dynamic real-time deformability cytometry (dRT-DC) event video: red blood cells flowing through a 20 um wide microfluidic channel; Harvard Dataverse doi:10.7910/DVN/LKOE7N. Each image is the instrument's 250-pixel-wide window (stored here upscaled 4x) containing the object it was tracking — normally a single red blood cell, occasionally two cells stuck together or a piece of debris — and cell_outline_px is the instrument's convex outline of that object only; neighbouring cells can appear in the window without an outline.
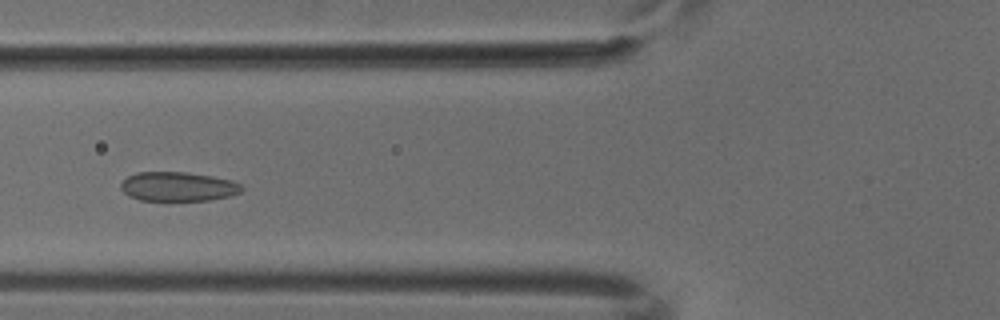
{"species": "common noctule bat (a hibernating species)", "species_latin": "Nyctalus noctula", "temperature_condition": "cold", "stored_images_in_passage": 5, "camera_frame_rate_fps": 3000, "um_per_image_px": 0.085, "animal": {"sex": "male", "body_mass_g": 18.8}, "frame": {"image": 1, "passage_image": 4, "time_ms": 1.0, "image_size_px": [1000, 320], "cell_outline_px": [[244, 188], [240, 192], [228, 196], [212, 200], [140, 200], [128, 196], [120, 188], [120, 184], [128, 176], [136, 172], [184, 172], [212, 176], [232, 180], [240, 184]], "centroid_in_image_um": [15.12, 15.85], "position_along_channel_um": 110.7, "area_um2": 20.58}}
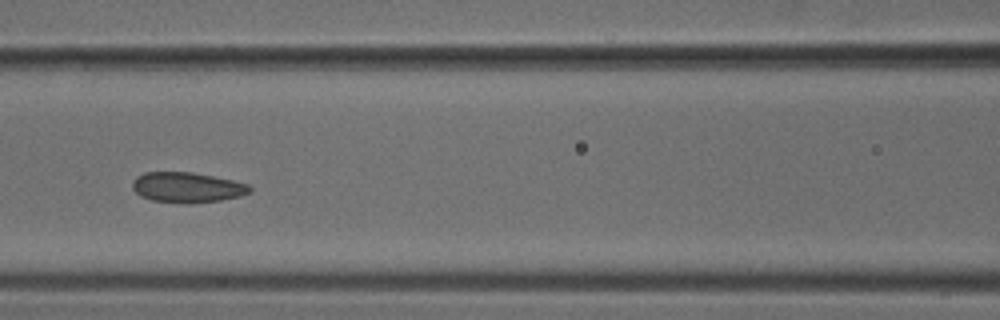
{"frame": {"image": 2, "passage_image": 5, "time_ms": 1.333, "image_size_px": [1000, 320], "cell_outline_px": [[252, 188], [248, 192], [240, 196], [220, 200], [192, 204], [184, 204], [152, 200], [140, 196], [132, 188], [132, 180], [136, 176], [144, 172], [192, 172], [232, 180], [248, 184]], "centroid_in_image_um": [15.86, 15.93], "position_along_channel_um": 150.7, "area_um2": 20.81}}